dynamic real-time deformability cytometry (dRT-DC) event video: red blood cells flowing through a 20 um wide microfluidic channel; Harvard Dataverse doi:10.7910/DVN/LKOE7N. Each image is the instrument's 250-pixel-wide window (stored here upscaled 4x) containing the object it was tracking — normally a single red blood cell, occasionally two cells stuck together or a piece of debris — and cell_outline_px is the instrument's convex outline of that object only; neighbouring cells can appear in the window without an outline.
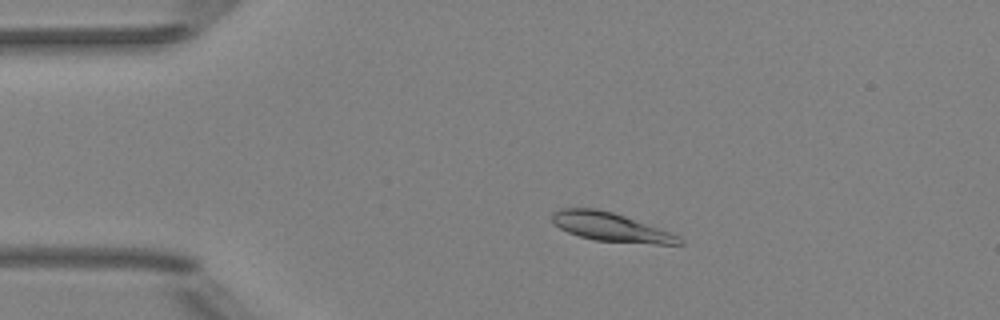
{"species": "Egyptian fruit bat (a non-hibernating species)", "species_latin": "Rousettus aegyptiacus", "temperature_condition": "room temperature", "stored_images_in_passage": 8, "camera_frame_rate_fps": 3000, "um_per_image_px": 0.085, "animal": {"sex": "female"}, "frame": {"image": 1, "passage_image": 4, "time_ms": 3.333, "image_size_px": [1000, 320], "cell_outline_px": [[684, 244], [656, 244], [596, 240], [580, 236], [568, 232], [560, 228], [552, 220], [552, 212], [560, 208], [596, 208], [612, 212], [624, 216], [680, 236], [684, 240]], "centroid_in_image_um": [51.91, 19.3], "position_along_channel_um": 33.1, "area_um2": 20.92}}
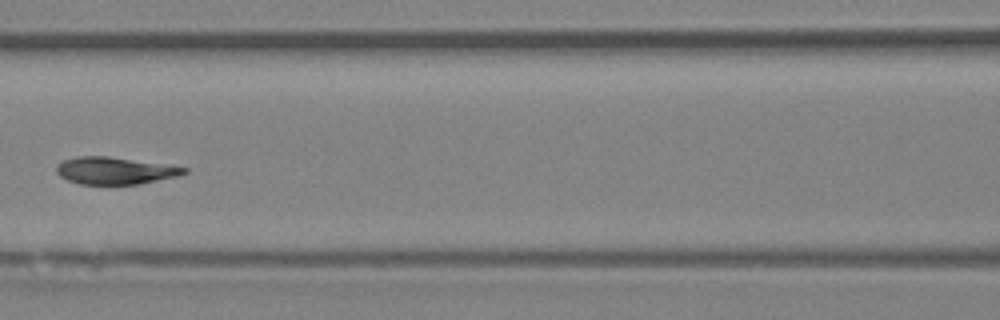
{"frame": {"image": 2, "passage_image": 7, "time_ms": 7.667, "image_size_px": [1000, 320], "cell_outline_px": [[188, 172], [176, 176], [140, 184], [80, 184], [68, 180], [60, 176], [56, 172], [56, 164], [64, 160], [76, 156], [108, 156], [168, 164], [188, 168]], "centroid_in_image_um": [9.76, 14.49], "position_along_channel_um": 156.8, "area_um2": 20.29}}
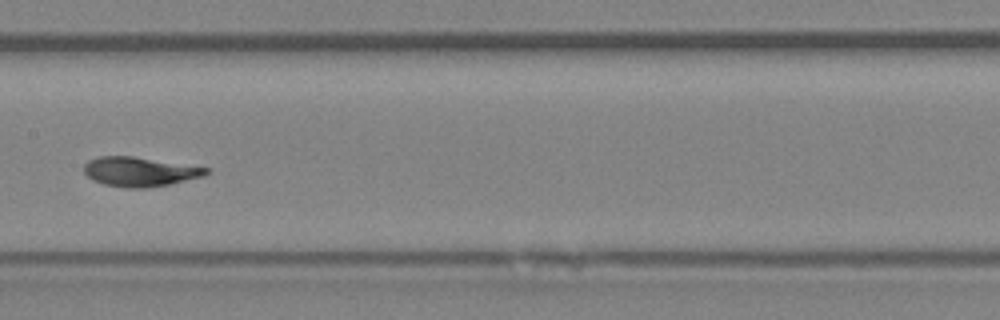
{"frame": {"image": 3, "passage_image": 8, "time_ms": 8.667, "image_size_px": [1000, 320], "cell_outline_px": [[208, 172], [204, 176], [168, 184], [144, 188], [128, 188], [104, 184], [92, 180], [84, 172], [84, 164], [88, 160], [100, 156], [132, 156], [208, 168]], "centroid_in_image_um": [11.83, 14.59], "position_along_channel_um": 195.6, "area_um2": 20.63}}